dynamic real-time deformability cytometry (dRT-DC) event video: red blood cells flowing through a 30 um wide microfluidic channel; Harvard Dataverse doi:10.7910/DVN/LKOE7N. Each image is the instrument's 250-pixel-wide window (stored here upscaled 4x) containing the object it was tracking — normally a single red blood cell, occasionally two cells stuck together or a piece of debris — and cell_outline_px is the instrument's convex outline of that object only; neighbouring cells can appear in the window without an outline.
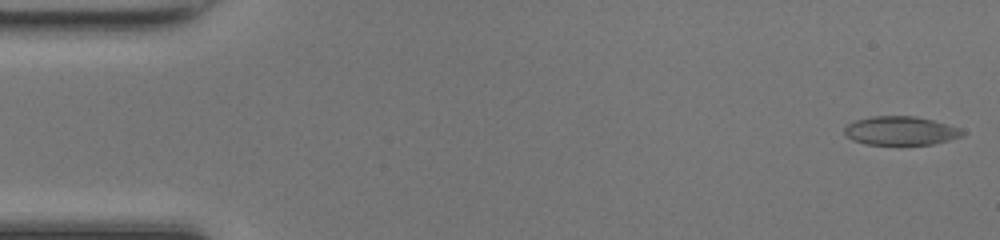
{"species": "common noctule bat (a hibernating species)", "species_latin": "Nyctalus noctula", "temperature_condition": "room temperature", "stored_images_in_passage": 48, "camera_frame_rate_fps": 3000, "um_per_image_px": 0.085, "animal": {"sex": "female", "body_mass_g": 17.0, "forearm_length_mm": 48.0}, "frame": {"image": 1, "passage_image": 1, "time_ms": 0.0, "image_size_px": [1000, 240], "cell_outline_px": [[964, 136], [932, 144], [864, 144], [852, 140], [844, 132], [844, 128], [848, 124], [856, 120], [872, 116], [916, 116], [932, 120], [960, 128], [964, 132]], "centroid_in_image_um": [76.55, 11.11], "position_along_channel_um": 8.4, "area_um2": 19.59}}
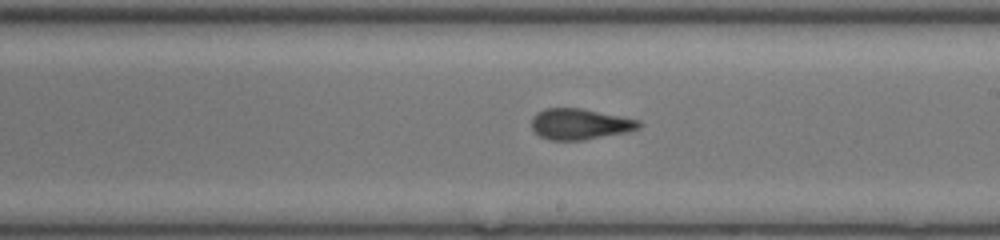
{"frame": {"image": 2, "passage_image": 27, "time_ms": 8.667, "image_size_px": [1000, 240], "cell_outline_px": [[644, 124], [640, 128], [624, 132], [584, 140], [552, 140], [540, 136], [532, 128], [532, 116], [536, 112], [544, 108], [580, 108], [640, 120]], "centroid_in_image_um": [49.28, 10.54], "position_along_channel_um": 239.7, "area_um2": 19.25}}
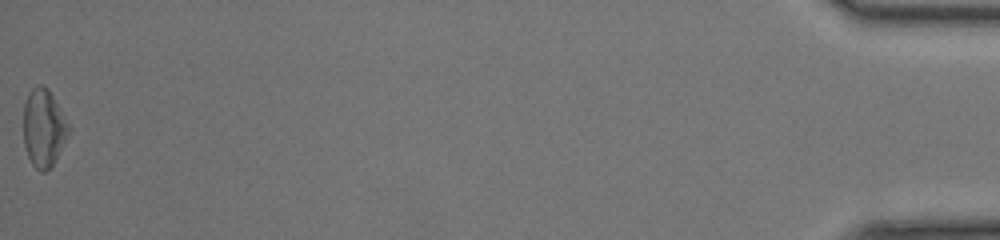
{"frame": {"image": 3, "passage_image": 48, "time_ms": 15.667, "image_size_px": [1000, 240], "cell_outline_px": [[72, 128], [56, 160], [44, 172], [40, 172], [32, 164], [28, 156], [24, 144], [24, 104], [28, 92], [32, 88], [40, 84], [48, 88]], "centroid_in_image_um": [3.73, 10.87], "position_along_channel_um": 431.5, "area_um2": 20.58}, "authors_computed_cell_mechanics": {"area_um2": 19.8543, "velocity_mm_per_s": 4.3007, "shape_relaxation_time_tau1_ms": 11.1237, "shape_relaxation_time_tau2_ms": 1.2444, "deformation_change_tau1": 0.2401, "deformation_change_tau2": 0.0868}}